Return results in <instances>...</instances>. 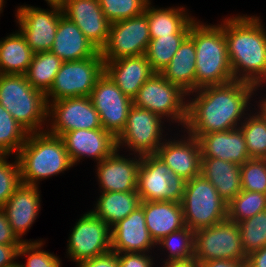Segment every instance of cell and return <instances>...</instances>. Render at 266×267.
Returning a JSON list of instances; mask_svg holds the SVG:
<instances>
[{
	"label": "cell",
	"mask_w": 266,
	"mask_h": 267,
	"mask_svg": "<svg viewBox=\"0 0 266 267\" xmlns=\"http://www.w3.org/2000/svg\"><path fill=\"white\" fill-rule=\"evenodd\" d=\"M257 90L254 85L234 80L190 92L188 97L195 98H187L184 132L204 135L238 128L249 114L250 101Z\"/></svg>",
	"instance_id": "1"
},
{
	"label": "cell",
	"mask_w": 266,
	"mask_h": 267,
	"mask_svg": "<svg viewBox=\"0 0 266 267\" xmlns=\"http://www.w3.org/2000/svg\"><path fill=\"white\" fill-rule=\"evenodd\" d=\"M224 33L234 80L262 88L266 83V30L260 17H228Z\"/></svg>",
	"instance_id": "2"
},
{
	"label": "cell",
	"mask_w": 266,
	"mask_h": 267,
	"mask_svg": "<svg viewBox=\"0 0 266 267\" xmlns=\"http://www.w3.org/2000/svg\"><path fill=\"white\" fill-rule=\"evenodd\" d=\"M189 37L194 41L196 49L195 91L234 81L223 20L217 25H207L196 20L191 25Z\"/></svg>",
	"instance_id": "3"
},
{
	"label": "cell",
	"mask_w": 266,
	"mask_h": 267,
	"mask_svg": "<svg viewBox=\"0 0 266 267\" xmlns=\"http://www.w3.org/2000/svg\"><path fill=\"white\" fill-rule=\"evenodd\" d=\"M21 183L38 186L39 181L69 170L72 164L60 136L46 131L28 133L17 154Z\"/></svg>",
	"instance_id": "4"
},
{
	"label": "cell",
	"mask_w": 266,
	"mask_h": 267,
	"mask_svg": "<svg viewBox=\"0 0 266 267\" xmlns=\"http://www.w3.org/2000/svg\"><path fill=\"white\" fill-rule=\"evenodd\" d=\"M0 104L28 133L45 131L46 96L31 86L25 74H0Z\"/></svg>",
	"instance_id": "5"
},
{
	"label": "cell",
	"mask_w": 266,
	"mask_h": 267,
	"mask_svg": "<svg viewBox=\"0 0 266 267\" xmlns=\"http://www.w3.org/2000/svg\"><path fill=\"white\" fill-rule=\"evenodd\" d=\"M181 204L185 224L194 232L227 219L228 204L202 174L186 181Z\"/></svg>",
	"instance_id": "6"
},
{
	"label": "cell",
	"mask_w": 266,
	"mask_h": 267,
	"mask_svg": "<svg viewBox=\"0 0 266 267\" xmlns=\"http://www.w3.org/2000/svg\"><path fill=\"white\" fill-rule=\"evenodd\" d=\"M188 94L178 85L167 81L155 72L139 89L132 102L134 106L147 109L172 123L185 127L187 119L186 97Z\"/></svg>",
	"instance_id": "7"
},
{
	"label": "cell",
	"mask_w": 266,
	"mask_h": 267,
	"mask_svg": "<svg viewBox=\"0 0 266 267\" xmlns=\"http://www.w3.org/2000/svg\"><path fill=\"white\" fill-rule=\"evenodd\" d=\"M103 73L104 59L101 51L87 59L63 62L52 86L45 94L47 103L90 96L96 81Z\"/></svg>",
	"instance_id": "8"
},
{
	"label": "cell",
	"mask_w": 266,
	"mask_h": 267,
	"mask_svg": "<svg viewBox=\"0 0 266 267\" xmlns=\"http://www.w3.org/2000/svg\"><path fill=\"white\" fill-rule=\"evenodd\" d=\"M238 223L225 219L194 233V259L199 263L216 260H246Z\"/></svg>",
	"instance_id": "9"
},
{
	"label": "cell",
	"mask_w": 266,
	"mask_h": 267,
	"mask_svg": "<svg viewBox=\"0 0 266 267\" xmlns=\"http://www.w3.org/2000/svg\"><path fill=\"white\" fill-rule=\"evenodd\" d=\"M186 181L170 171L156 155L141 156L137 193L141 201H173L181 203Z\"/></svg>",
	"instance_id": "10"
},
{
	"label": "cell",
	"mask_w": 266,
	"mask_h": 267,
	"mask_svg": "<svg viewBox=\"0 0 266 267\" xmlns=\"http://www.w3.org/2000/svg\"><path fill=\"white\" fill-rule=\"evenodd\" d=\"M162 118L143 108L132 105L121 134L116 138L117 149L128 147V151L139 156L156 154L164 142ZM163 139V140H162Z\"/></svg>",
	"instance_id": "11"
},
{
	"label": "cell",
	"mask_w": 266,
	"mask_h": 267,
	"mask_svg": "<svg viewBox=\"0 0 266 267\" xmlns=\"http://www.w3.org/2000/svg\"><path fill=\"white\" fill-rule=\"evenodd\" d=\"M72 229L67 256L77 265L111 251V228L91 210L83 214Z\"/></svg>",
	"instance_id": "12"
},
{
	"label": "cell",
	"mask_w": 266,
	"mask_h": 267,
	"mask_svg": "<svg viewBox=\"0 0 266 267\" xmlns=\"http://www.w3.org/2000/svg\"><path fill=\"white\" fill-rule=\"evenodd\" d=\"M151 37L145 13L111 23L107 44L101 49L104 61L145 55Z\"/></svg>",
	"instance_id": "13"
},
{
	"label": "cell",
	"mask_w": 266,
	"mask_h": 267,
	"mask_svg": "<svg viewBox=\"0 0 266 267\" xmlns=\"http://www.w3.org/2000/svg\"><path fill=\"white\" fill-rule=\"evenodd\" d=\"M48 6L51 9L21 5L15 14L19 24L17 31L22 34L34 53L51 50L60 17L63 15L60 4Z\"/></svg>",
	"instance_id": "14"
},
{
	"label": "cell",
	"mask_w": 266,
	"mask_h": 267,
	"mask_svg": "<svg viewBox=\"0 0 266 267\" xmlns=\"http://www.w3.org/2000/svg\"><path fill=\"white\" fill-rule=\"evenodd\" d=\"M47 118H49L47 123L51 125L46 126V131L56 136L77 129L103 128L100 116L89 96L49 102ZM50 120L51 122H49Z\"/></svg>",
	"instance_id": "15"
},
{
	"label": "cell",
	"mask_w": 266,
	"mask_h": 267,
	"mask_svg": "<svg viewBox=\"0 0 266 267\" xmlns=\"http://www.w3.org/2000/svg\"><path fill=\"white\" fill-rule=\"evenodd\" d=\"M89 97L100 116L103 129L117 138L124 129L128 112L133 105L132 99L105 72L96 81Z\"/></svg>",
	"instance_id": "16"
},
{
	"label": "cell",
	"mask_w": 266,
	"mask_h": 267,
	"mask_svg": "<svg viewBox=\"0 0 266 267\" xmlns=\"http://www.w3.org/2000/svg\"><path fill=\"white\" fill-rule=\"evenodd\" d=\"M60 5L63 15L101 51L107 44L111 22L104 15L99 0H63Z\"/></svg>",
	"instance_id": "17"
},
{
	"label": "cell",
	"mask_w": 266,
	"mask_h": 267,
	"mask_svg": "<svg viewBox=\"0 0 266 267\" xmlns=\"http://www.w3.org/2000/svg\"><path fill=\"white\" fill-rule=\"evenodd\" d=\"M182 137L177 140L164 139L156 155L170 168V171L188 181L201 174L202 154L196 137L189 134Z\"/></svg>",
	"instance_id": "18"
},
{
	"label": "cell",
	"mask_w": 266,
	"mask_h": 267,
	"mask_svg": "<svg viewBox=\"0 0 266 267\" xmlns=\"http://www.w3.org/2000/svg\"><path fill=\"white\" fill-rule=\"evenodd\" d=\"M73 165L89 157L100 162L116 149V138L103 128L77 129L60 136Z\"/></svg>",
	"instance_id": "19"
},
{
	"label": "cell",
	"mask_w": 266,
	"mask_h": 267,
	"mask_svg": "<svg viewBox=\"0 0 266 267\" xmlns=\"http://www.w3.org/2000/svg\"><path fill=\"white\" fill-rule=\"evenodd\" d=\"M134 156V158H125L116 149L109 157L96 163V177L98 176L100 192L137 191L141 156Z\"/></svg>",
	"instance_id": "20"
},
{
	"label": "cell",
	"mask_w": 266,
	"mask_h": 267,
	"mask_svg": "<svg viewBox=\"0 0 266 267\" xmlns=\"http://www.w3.org/2000/svg\"><path fill=\"white\" fill-rule=\"evenodd\" d=\"M146 227L140 206L111 228V251L116 253H151L156 247Z\"/></svg>",
	"instance_id": "21"
},
{
	"label": "cell",
	"mask_w": 266,
	"mask_h": 267,
	"mask_svg": "<svg viewBox=\"0 0 266 267\" xmlns=\"http://www.w3.org/2000/svg\"><path fill=\"white\" fill-rule=\"evenodd\" d=\"M39 186L22 184L13 192L6 204L1 208L9 221L13 233L22 242L28 241L21 237L27 233L35 222L41 208Z\"/></svg>",
	"instance_id": "22"
},
{
	"label": "cell",
	"mask_w": 266,
	"mask_h": 267,
	"mask_svg": "<svg viewBox=\"0 0 266 267\" xmlns=\"http://www.w3.org/2000/svg\"><path fill=\"white\" fill-rule=\"evenodd\" d=\"M104 72L132 100L155 73L145 55L104 61Z\"/></svg>",
	"instance_id": "23"
},
{
	"label": "cell",
	"mask_w": 266,
	"mask_h": 267,
	"mask_svg": "<svg viewBox=\"0 0 266 267\" xmlns=\"http://www.w3.org/2000/svg\"><path fill=\"white\" fill-rule=\"evenodd\" d=\"M199 140L202 157L218 158L238 165L250 159L240 127L204 135H191Z\"/></svg>",
	"instance_id": "24"
},
{
	"label": "cell",
	"mask_w": 266,
	"mask_h": 267,
	"mask_svg": "<svg viewBox=\"0 0 266 267\" xmlns=\"http://www.w3.org/2000/svg\"><path fill=\"white\" fill-rule=\"evenodd\" d=\"M146 227L155 243L172 232L186 227L181 203L173 201H141Z\"/></svg>",
	"instance_id": "25"
},
{
	"label": "cell",
	"mask_w": 266,
	"mask_h": 267,
	"mask_svg": "<svg viewBox=\"0 0 266 267\" xmlns=\"http://www.w3.org/2000/svg\"><path fill=\"white\" fill-rule=\"evenodd\" d=\"M50 51L63 62L87 59L99 52L79 27L64 15L60 17Z\"/></svg>",
	"instance_id": "26"
},
{
	"label": "cell",
	"mask_w": 266,
	"mask_h": 267,
	"mask_svg": "<svg viewBox=\"0 0 266 267\" xmlns=\"http://www.w3.org/2000/svg\"><path fill=\"white\" fill-rule=\"evenodd\" d=\"M201 174L229 204L242 190L240 165L218 158L202 157Z\"/></svg>",
	"instance_id": "27"
},
{
	"label": "cell",
	"mask_w": 266,
	"mask_h": 267,
	"mask_svg": "<svg viewBox=\"0 0 266 267\" xmlns=\"http://www.w3.org/2000/svg\"><path fill=\"white\" fill-rule=\"evenodd\" d=\"M147 4L144 13L147 15L151 39L170 35H189L191 25L196 21L187 14L185 7L155 8Z\"/></svg>",
	"instance_id": "28"
},
{
	"label": "cell",
	"mask_w": 266,
	"mask_h": 267,
	"mask_svg": "<svg viewBox=\"0 0 266 267\" xmlns=\"http://www.w3.org/2000/svg\"><path fill=\"white\" fill-rule=\"evenodd\" d=\"M196 49L188 36L160 74L169 82L181 87L187 94L195 91Z\"/></svg>",
	"instance_id": "29"
},
{
	"label": "cell",
	"mask_w": 266,
	"mask_h": 267,
	"mask_svg": "<svg viewBox=\"0 0 266 267\" xmlns=\"http://www.w3.org/2000/svg\"><path fill=\"white\" fill-rule=\"evenodd\" d=\"M94 209L91 211L112 228L141 205L137 191L100 192Z\"/></svg>",
	"instance_id": "30"
},
{
	"label": "cell",
	"mask_w": 266,
	"mask_h": 267,
	"mask_svg": "<svg viewBox=\"0 0 266 267\" xmlns=\"http://www.w3.org/2000/svg\"><path fill=\"white\" fill-rule=\"evenodd\" d=\"M34 52L18 31L0 40V74H25Z\"/></svg>",
	"instance_id": "31"
},
{
	"label": "cell",
	"mask_w": 266,
	"mask_h": 267,
	"mask_svg": "<svg viewBox=\"0 0 266 267\" xmlns=\"http://www.w3.org/2000/svg\"><path fill=\"white\" fill-rule=\"evenodd\" d=\"M63 61L51 51L35 53L25 77L34 89L46 94Z\"/></svg>",
	"instance_id": "32"
},
{
	"label": "cell",
	"mask_w": 266,
	"mask_h": 267,
	"mask_svg": "<svg viewBox=\"0 0 266 267\" xmlns=\"http://www.w3.org/2000/svg\"><path fill=\"white\" fill-rule=\"evenodd\" d=\"M252 113L250 110L239 127L244 134L250 158L266 159V116L260 109L255 113L252 110Z\"/></svg>",
	"instance_id": "33"
},
{
	"label": "cell",
	"mask_w": 266,
	"mask_h": 267,
	"mask_svg": "<svg viewBox=\"0 0 266 267\" xmlns=\"http://www.w3.org/2000/svg\"><path fill=\"white\" fill-rule=\"evenodd\" d=\"M27 136L28 132L0 104V155H17Z\"/></svg>",
	"instance_id": "34"
},
{
	"label": "cell",
	"mask_w": 266,
	"mask_h": 267,
	"mask_svg": "<svg viewBox=\"0 0 266 267\" xmlns=\"http://www.w3.org/2000/svg\"><path fill=\"white\" fill-rule=\"evenodd\" d=\"M188 36L170 35L150 39L145 56L150 62L152 69L160 73L170 63L172 57Z\"/></svg>",
	"instance_id": "35"
},
{
	"label": "cell",
	"mask_w": 266,
	"mask_h": 267,
	"mask_svg": "<svg viewBox=\"0 0 266 267\" xmlns=\"http://www.w3.org/2000/svg\"><path fill=\"white\" fill-rule=\"evenodd\" d=\"M266 210V194L241 190L227 206V219L239 223Z\"/></svg>",
	"instance_id": "36"
},
{
	"label": "cell",
	"mask_w": 266,
	"mask_h": 267,
	"mask_svg": "<svg viewBox=\"0 0 266 267\" xmlns=\"http://www.w3.org/2000/svg\"><path fill=\"white\" fill-rule=\"evenodd\" d=\"M194 231L184 227L163 237L156 245L166 249L167 259L164 261L189 260L194 258ZM169 250V251H168Z\"/></svg>",
	"instance_id": "37"
},
{
	"label": "cell",
	"mask_w": 266,
	"mask_h": 267,
	"mask_svg": "<svg viewBox=\"0 0 266 267\" xmlns=\"http://www.w3.org/2000/svg\"><path fill=\"white\" fill-rule=\"evenodd\" d=\"M246 255L266 246V210L238 223Z\"/></svg>",
	"instance_id": "38"
},
{
	"label": "cell",
	"mask_w": 266,
	"mask_h": 267,
	"mask_svg": "<svg viewBox=\"0 0 266 267\" xmlns=\"http://www.w3.org/2000/svg\"><path fill=\"white\" fill-rule=\"evenodd\" d=\"M149 2L150 0H99L104 15L111 23L143 14Z\"/></svg>",
	"instance_id": "39"
},
{
	"label": "cell",
	"mask_w": 266,
	"mask_h": 267,
	"mask_svg": "<svg viewBox=\"0 0 266 267\" xmlns=\"http://www.w3.org/2000/svg\"><path fill=\"white\" fill-rule=\"evenodd\" d=\"M241 188L266 194V159L250 158L240 166Z\"/></svg>",
	"instance_id": "40"
},
{
	"label": "cell",
	"mask_w": 266,
	"mask_h": 267,
	"mask_svg": "<svg viewBox=\"0 0 266 267\" xmlns=\"http://www.w3.org/2000/svg\"><path fill=\"white\" fill-rule=\"evenodd\" d=\"M6 155H0V209L13 192L21 185L20 165L17 155L14 162H8Z\"/></svg>",
	"instance_id": "41"
},
{
	"label": "cell",
	"mask_w": 266,
	"mask_h": 267,
	"mask_svg": "<svg viewBox=\"0 0 266 267\" xmlns=\"http://www.w3.org/2000/svg\"><path fill=\"white\" fill-rule=\"evenodd\" d=\"M43 243L42 241L23 242L20 245L18 258L22 256L27 257L25 264L20 263L22 267H62L61 259L53 253L44 251Z\"/></svg>",
	"instance_id": "42"
},
{
	"label": "cell",
	"mask_w": 266,
	"mask_h": 267,
	"mask_svg": "<svg viewBox=\"0 0 266 267\" xmlns=\"http://www.w3.org/2000/svg\"><path fill=\"white\" fill-rule=\"evenodd\" d=\"M119 267H154L149 253H117Z\"/></svg>",
	"instance_id": "43"
},
{
	"label": "cell",
	"mask_w": 266,
	"mask_h": 267,
	"mask_svg": "<svg viewBox=\"0 0 266 267\" xmlns=\"http://www.w3.org/2000/svg\"><path fill=\"white\" fill-rule=\"evenodd\" d=\"M77 267H119L118 255L114 251H109L103 255L96 256L80 262Z\"/></svg>",
	"instance_id": "44"
},
{
	"label": "cell",
	"mask_w": 266,
	"mask_h": 267,
	"mask_svg": "<svg viewBox=\"0 0 266 267\" xmlns=\"http://www.w3.org/2000/svg\"><path fill=\"white\" fill-rule=\"evenodd\" d=\"M17 236L13 233L6 214L2 209H0V244L10 245V244H22Z\"/></svg>",
	"instance_id": "45"
},
{
	"label": "cell",
	"mask_w": 266,
	"mask_h": 267,
	"mask_svg": "<svg viewBox=\"0 0 266 267\" xmlns=\"http://www.w3.org/2000/svg\"><path fill=\"white\" fill-rule=\"evenodd\" d=\"M21 244H0V267H11L16 263L18 258V249Z\"/></svg>",
	"instance_id": "46"
},
{
	"label": "cell",
	"mask_w": 266,
	"mask_h": 267,
	"mask_svg": "<svg viewBox=\"0 0 266 267\" xmlns=\"http://www.w3.org/2000/svg\"><path fill=\"white\" fill-rule=\"evenodd\" d=\"M199 267H247L246 260L216 259L202 262Z\"/></svg>",
	"instance_id": "47"
},
{
	"label": "cell",
	"mask_w": 266,
	"mask_h": 267,
	"mask_svg": "<svg viewBox=\"0 0 266 267\" xmlns=\"http://www.w3.org/2000/svg\"><path fill=\"white\" fill-rule=\"evenodd\" d=\"M247 267H266V246L247 255Z\"/></svg>",
	"instance_id": "48"
},
{
	"label": "cell",
	"mask_w": 266,
	"mask_h": 267,
	"mask_svg": "<svg viewBox=\"0 0 266 267\" xmlns=\"http://www.w3.org/2000/svg\"><path fill=\"white\" fill-rule=\"evenodd\" d=\"M162 267H199V263L194 259L178 260V261H163Z\"/></svg>",
	"instance_id": "49"
},
{
	"label": "cell",
	"mask_w": 266,
	"mask_h": 267,
	"mask_svg": "<svg viewBox=\"0 0 266 267\" xmlns=\"http://www.w3.org/2000/svg\"><path fill=\"white\" fill-rule=\"evenodd\" d=\"M257 105L259 109L262 111V113L266 116V97L264 96V98H262L261 101L259 100Z\"/></svg>",
	"instance_id": "50"
},
{
	"label": "cell",
	"mask_w": 266,
	"mask_h": 267,
	"mask_svg": "<svg viewBox=\"0 0 266 267\" xmlns=\"http://www.w3.org/2000/svg\"><path fill=\"white\" fill-rule=\"evenodd\" d=\"M47 4H61L63 0H45Z\"/></svg>",
	"instance_id": "51"
},
{
	"label": "cell",
	"mask_w": 266,
	"mask_h": 267,
	"mask_svg": "<svg viewBox=\"0 0 266 267\" xmlns=\"http://www.w3.org/2000/svg\"><path fill=\"white\" fill-rule=\"evenodd\" d=\"M4 3H5V1L4 0H0V11L2 12L3 10V6H5L4 5Z\"/></svg>",
	"instance_id": "52"
},
{
	"label": "cell",
	"mask_w": 266,
	"mask_h": 267,
	"mask_svg": "<svg viewBox=\"0 0 266 267\" xmlns=\"http://www.w3.org/2000/svg\"><path fill=\"white\" fill-rule=\"evenodd\" d=\"M11 267H22L20 263H15L14 265H12Z\"/></svg>",
	"instance_id": "53"
}]
</instances>
